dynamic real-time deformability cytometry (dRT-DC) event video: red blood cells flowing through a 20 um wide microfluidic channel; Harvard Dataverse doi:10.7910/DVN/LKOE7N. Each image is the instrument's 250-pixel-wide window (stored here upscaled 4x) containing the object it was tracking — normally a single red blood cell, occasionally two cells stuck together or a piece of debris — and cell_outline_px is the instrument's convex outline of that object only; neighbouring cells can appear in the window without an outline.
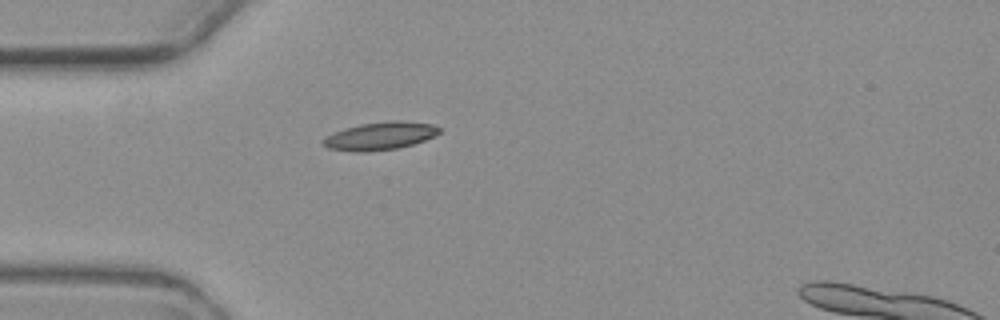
{"species": "common noctule bat (a hibernating species)", "species_latin": "Nyctalus noctula", "temperature_condition": "warm", "stored_images_in_passage": 1, "camera_frame_rate_fps": 3000, "um_per_image_px": 0.085, "animal": {"sex": "female", "body_mass_g": 19.3, "forearm_length_mm": 54.1}, "frame": {"image": 1, "passage_image": 1, "time_ms": 0.0, "image_size_px": [1000, 320], "cell_outline_px": [[440, 132], [424, 140], [412, 144], [396, 148], [360, 152], [356, 152], [328, 148], [320, 140], [344, 128], [360, 124], [392, 120], [400, 120], [432, 124], [440, 128]], "centroid_in_image_um": [32.3, 11.54], "position_along_channel_um": 52.7, "area_um2": 18.55}}